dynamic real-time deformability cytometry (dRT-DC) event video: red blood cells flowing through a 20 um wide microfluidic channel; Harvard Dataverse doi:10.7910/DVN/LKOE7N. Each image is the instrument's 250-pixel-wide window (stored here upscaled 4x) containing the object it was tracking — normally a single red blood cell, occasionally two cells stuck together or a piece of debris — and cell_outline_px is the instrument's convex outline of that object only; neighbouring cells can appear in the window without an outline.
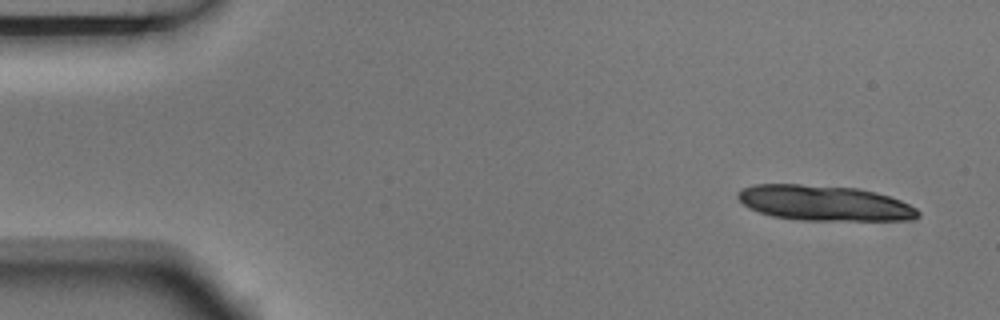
{"species": "Egyptian fruit bat (a non-hibernating species)", "species_latin": "Rousettus aegyptiacus", "temperature_condition": "room temperature", "stored_images_in_passage": 4, "camera_frame_rate_fps": 3000, "um_per_image_px": 0.085, "animal": {"sex": "male"}, "frame": {"image": 1, "passage_image": 1, "time_ms": 0.0, "image_size_px": [1000, 320], "cell_outline_px": [[920, 216], [908, 220], [800, 220], [772, 216], [760, 212], [744, 204], [736, 196], [736, 192], [740, 188], [752, 184], [800, 184], [856, 188], [876, 192], [900, 200], [916, 208], [920, 212]], "centroid_in_image_um": [70.04, 17.25], "position_along_channel_um": 15.0, "area_um2": 37.05}}